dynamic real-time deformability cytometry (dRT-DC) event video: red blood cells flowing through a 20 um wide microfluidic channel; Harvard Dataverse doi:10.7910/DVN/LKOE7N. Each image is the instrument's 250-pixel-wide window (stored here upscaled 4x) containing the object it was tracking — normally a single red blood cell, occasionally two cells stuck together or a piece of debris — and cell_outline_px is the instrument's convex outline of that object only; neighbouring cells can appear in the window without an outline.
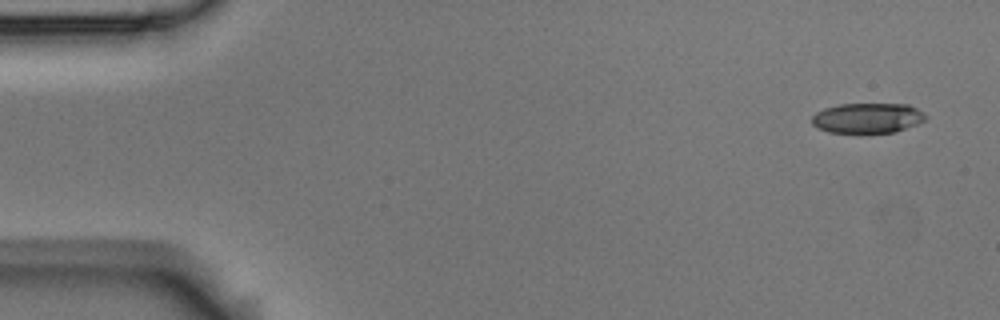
{"species": "Egyptian fruit bat (a non-hibernating species)", "species_latin": "Rousettus aegyptiacus", "temperature_condition": "room temperature", "stored_images_in_passage": 5, "camera_frame_rate_fps": 3000, "um_per_image_px": 0.085, "animal": {"sex": "male"}, "frame": {"image": 1, "passage_image": 1, "time_ms": 0.0, "image_size_px": [1000, 320], "cell_outline_px": [[928, 116], [924, 120], [916, 124], [896, 132], [860, 136], [828, 132], [816, 128], [812, 124], [812, 116], [816, 112], [824, 108], [840, 104], [908, 104], [924, 112]], "centroid_in_image_um": [73.71, 10.09], "position_along_channel_um": 11.3, "area_um2": 20.92}}
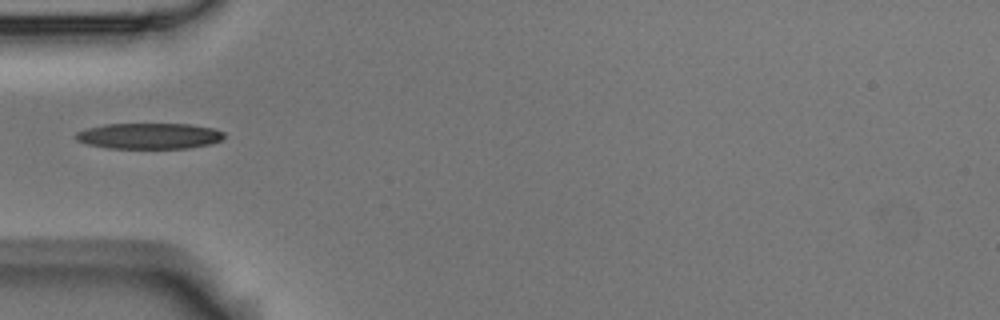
{"frame": {"image": 2, "passage_image": 5, "time_ms": 1.333, "image_size_px": [1000, 320], "cell_outline_px": [[224, 136], [220, 140], [212, 144], [188, 148], [108, 148], [88, 144], [76, 140], [72, 136], [76, 132], [88, 128], [104, 124], [188, 124], [212, 128], [224, 132]], "centroid_in_image_um": [12.65, 11.56], "position_along_channel_um": 72.3, "area_um2": 22.37}}